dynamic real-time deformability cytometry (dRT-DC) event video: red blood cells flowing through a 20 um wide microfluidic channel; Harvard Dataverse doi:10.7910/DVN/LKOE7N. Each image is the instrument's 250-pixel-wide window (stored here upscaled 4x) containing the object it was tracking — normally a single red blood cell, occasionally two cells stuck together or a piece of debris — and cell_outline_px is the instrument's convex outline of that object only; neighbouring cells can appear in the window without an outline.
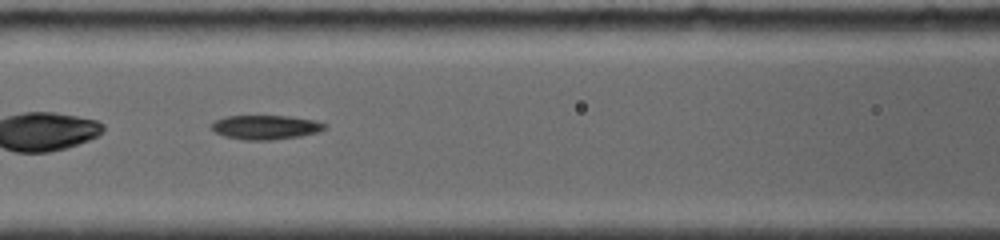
{"species": "common noctule bat (a hibernating species)", "species_latin": "Nyctalus noctula", "temperature_condition": "room temperature", "stored_images_in_passage": 19, "camera_frame_rate_fps": 4000, "um_per_image_px": 0.085, "animal": {"sex": "female", "body_mass_g": 19.0, "forearm_length_mm": 56.7}, "frame": {"image": 1, "passage_image": 11, "time_ms": 2.5, "image_size_px": [1000, 240], "cell_outline_px": [[328, 128], [320, 132], [300, 136], [272, 140], [244, 140], [224, 136], [208, 128], [216, 120], [224, 116], [292, 116], [316, 120], [328, 124]], "centroid_in_image_um": [22.63, 10.81], "position_along_channel_um": 144.0, "area_um2": 16.3}}
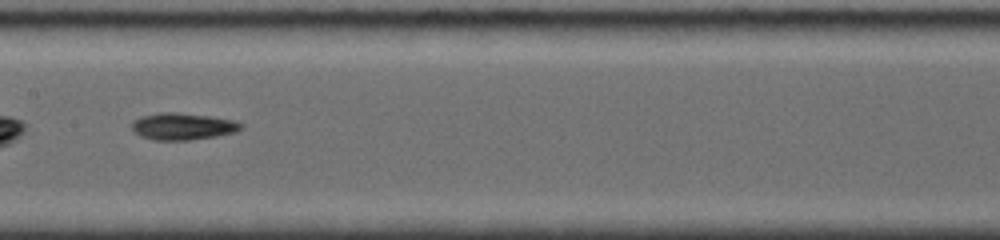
{"frame": {"image": 2, "passage_image": 14, "time_ms": 3.75, "image_size_px": [1000, 240], "cell_outline_px": [[244, 128], [236, 132], [216, 136], [188, 140], [156, 140], [140, 136], [132, 132], [132, 120], [140, 116], [160, 112], [176, 112], [208, 116], [236, 120], [244, 124]], "centroid_in_image_um": [15.53, 10.74], "position_along_channel_um": 191.9, "area_um2": 17.34}}
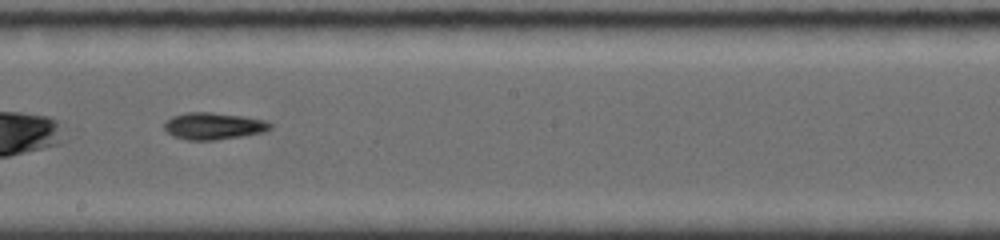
{"frame": {"image": 3, "passage_image": 16, "time_ms": 4.75, "image_size_px": [1000, 240], "cell_outline_px": [[272, 128], [264, 132], [244, 136], [216, 140], [188, 140], [172, 136], [164, 128], [164, 120], [172, 116], [184, 112], [212, 112], [244, 116], [264, 120], [272, 124]], "centroid_in_image_um": [18.13, 10.71], "position_along_channel_um": 230.1, "area_um2": 16.88}}